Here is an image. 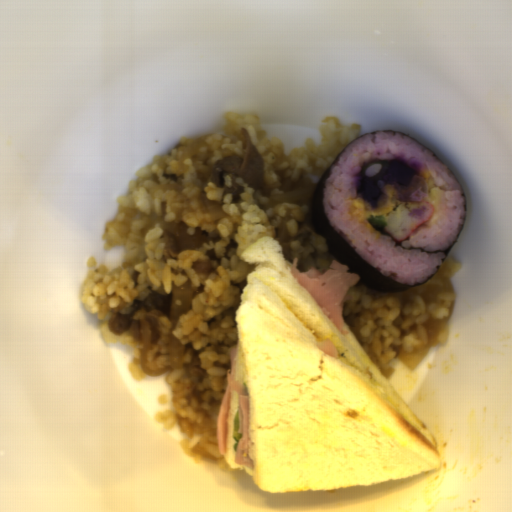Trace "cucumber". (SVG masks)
Here are the masks:
<instances>
[{
  "instance_id": "8b760119",
  "label": "cucumber",
  "mask_w": 512,
  "mask_h": 512,
  "mask_svg": "<svg viewBox=\"0 0 512 512\" xmlns=\"http://www.w3.org/2000/svg\"><path fill=\"white\" fill-rule=\"evenodd\" d=\"M389 163L382 160L368 161L361 169L362 179L373 181L376 185L379 180H383Z\"/></svg>"
},
{
  "instance_id": "586b57bf",
  "label": "cucumber",
  "mask_w": 512,
  "mask_h": 512,
  "mask_svg": "<svg viewBox=\"0 0 512 512\" xmlns=\"http://www.w3.org/2000/svg\"><path fill=\"white\" fill-rule=\"evenodd\" d=\"M369 224L376 229L377 231L384 232L385 227H387L388 222L386 221L384 215H370L369 218H366Z\"/></svg>"
}]
</instances>
